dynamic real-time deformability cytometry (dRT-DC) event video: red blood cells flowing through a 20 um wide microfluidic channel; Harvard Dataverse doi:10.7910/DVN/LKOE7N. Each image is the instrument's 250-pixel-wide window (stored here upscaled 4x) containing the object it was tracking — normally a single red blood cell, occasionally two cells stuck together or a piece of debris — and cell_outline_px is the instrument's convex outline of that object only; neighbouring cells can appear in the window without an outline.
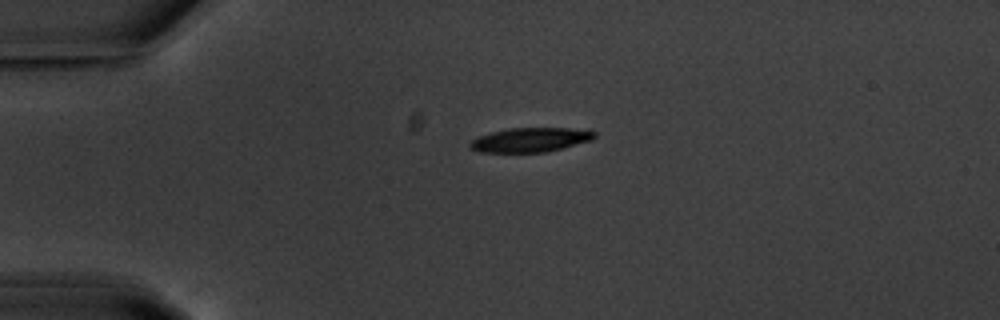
{"species": "common noctule bat (a hibernating species)", "species_latin": "Nyctalus noctula", "temperature_condition": "warm", "stored_images_in_passage": 43, "camera_frame_rate_fps": 3000, "um_per_image_px": 0.085, "animal": {"sex": "male", "body_mass_g": 20.1, "forearm_length_mm": 53.5}, "frame": {"image": 1, "passage_image": 1, "time_ms": 0.0, "image_size_px": [1000, 320], "cell_outline_px": [[596, 136], [592, 140], [564, 148], [548, 152], [480, 152], [468, 148], [468, 144], [472, 140], [480, 136], [492, 132], [508, 128], [588, 128], [596, 132]], "centroid_in_image_um": [45.14, 11.88], "position_along_channel_um": 39.9, "area_um2": 17.92}}
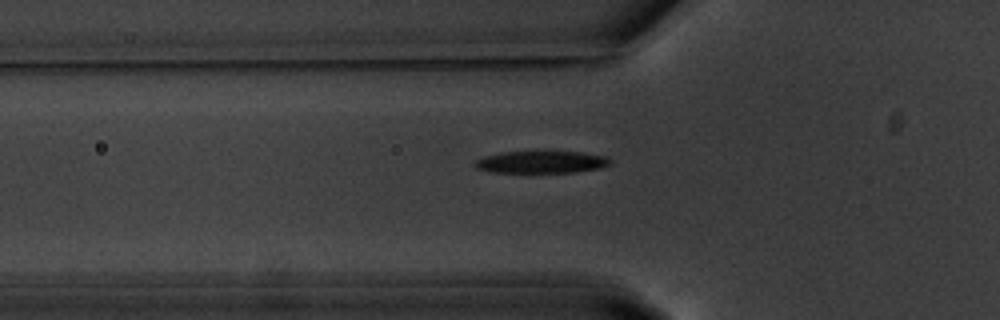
{"frame": {"image": 2, "passage_image": 7, "time_ms": 2.0, "image_size_px": [1000, 320], "cell_outline_px": [[612, 164], [600, 168], [576, 172], [492, 172], [476, 168], [472, 164], [476, 160], [484, 156], [500, 152], [584, 152], [608, 156], [612, 160]], "centroid_in_image_um": [46.05, 13.77], "position_along_channel_um": 79.7, "area_um2": 17.57}}
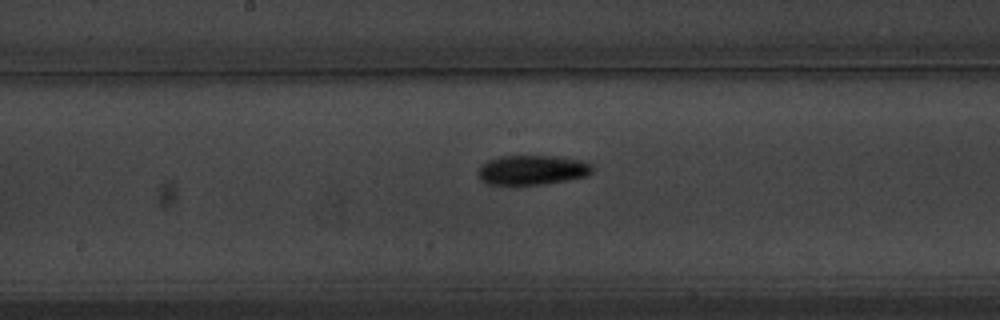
{"frame": {"image": 3, "passage_image": 17, "time_ms": 5.333, "image_size_px": [1000, 320], "cell_outline_px": [[592, 172], [588, 176], [568, 180], [544, 184], [516, 188], [488, 184], [480, 180], [476, 172], [480, 164], [488, 160], [500, 156], [556, 156], [584, 160], [592, 164]], "centroid_in_image_um": [45.18, 14.49], "position_along_channel_um": 203.0, "area_um2": 20.81}, "authors_computed_cell_mechanics": {"area_um2": 18.785, "velocity_mm_per_s": 3.664, "shape_relaxation_time_tau1_ms": 1.8351, "shape_relaxation_time_tau2_ms": null, "deformation_change_tau1": 0.1642, "deformation_change_tau2": null}}